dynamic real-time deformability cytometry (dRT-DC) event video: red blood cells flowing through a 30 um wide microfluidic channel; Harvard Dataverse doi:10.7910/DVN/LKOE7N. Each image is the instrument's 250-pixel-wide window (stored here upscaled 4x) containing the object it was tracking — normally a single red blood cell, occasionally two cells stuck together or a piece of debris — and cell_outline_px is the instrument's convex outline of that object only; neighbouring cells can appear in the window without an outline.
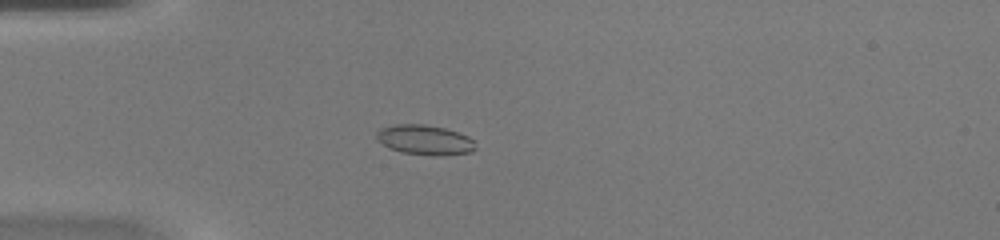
{"species": "common noctule bat (a hibernating species)", "species_latin": "Nyctalus noctula", "temperature_condition": "warm", "stored_images_in_passage": 44, "camera_frame_rate_fps": 3000, "um_per_image_px": 0.085, "animal": {"sex": "female", "body_mass_g": 20.0, "forearm_length_mm": 54.0}, "frame": {"image": 1, "passage_image": 9, "time_ms": 2.667, "image_size_px": [1000, 240], "cell_outline_px": [[476, 148], [472, 152], [448, 156], [436, 156], [400, 152], [388, 148], [376, 140], [376, 132], [380, 128], [396, 124], [424, 124], [444, 128], [468, 136], [472, 140]], "centroid_in_image_um": [36.08, 11.91], "position_along_channel_um": 48.9, "area_um2": 17.46}}
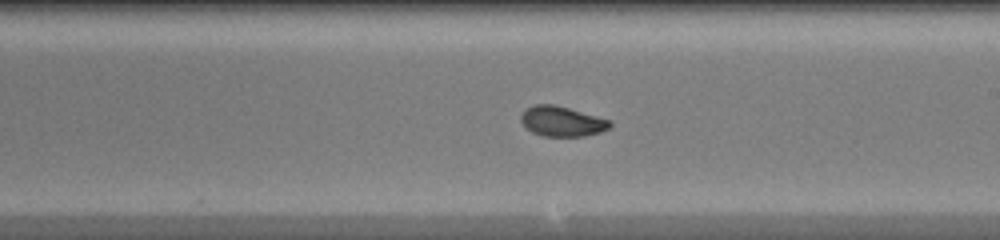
{"frame": {"image": 2, "passage_image": 24, "time_ms": 7.667, "image_size_px": [1000, 240], "cell_outline_px": [[612, 124], [608, 128], [600, 132], [584, 136], [544, 136], [532, 132], [520, 120], [520, 116], [524, 108], [532, 104], [552, 104], [568, 108], [612, 120]], "centroid_in_image_um": [47.75, 10.3], "position_along_channel_um": 241.3, "area_um2": 15.61}}
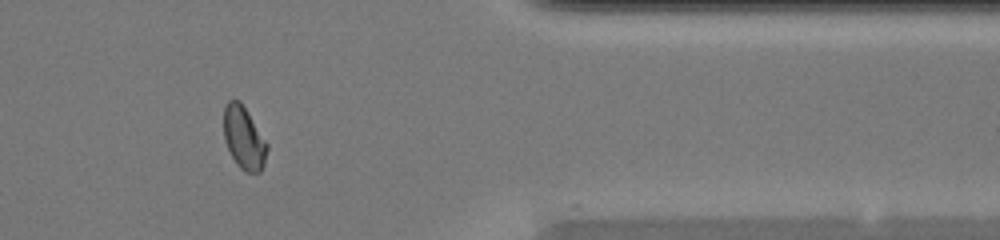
{"frame": {"image": 3, "passage_image": 36, "time_ms": 11.667, "image_size_px": [1000, 240], "cell_outline_px": [[268, 148], [264, 164], [260, 172], [244, 172], [236, 164], [224, 140], [224, 104], [228, 100], [240, 100], [268, 144]], "centroid_in_image_um": [20.72, 11.72], "position_along_channel_um": 390.7, "area_um2": 15.84}, "authors_computed_cell_mechanics": {"area_um2": 16.0973, "velocity_mm_per_s": 4.2135, "shape_relaxation_time_tau1_ms": 5.2814, "shape_relaxation_time_tau2_ms": 0.9265, "deformation_change_tau1": 0.1196, "deformation_change_tau2": 0.0424}}